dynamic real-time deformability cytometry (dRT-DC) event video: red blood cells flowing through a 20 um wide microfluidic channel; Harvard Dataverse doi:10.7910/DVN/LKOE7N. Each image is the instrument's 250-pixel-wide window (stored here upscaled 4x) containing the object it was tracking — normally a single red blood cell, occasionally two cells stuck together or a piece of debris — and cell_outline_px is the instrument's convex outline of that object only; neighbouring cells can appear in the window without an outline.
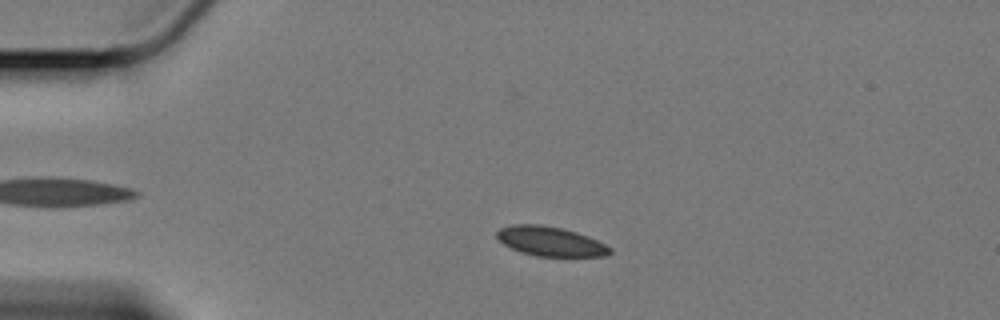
{"species": "Egyptian fruit bat (a non-hibernating species)", "species_latin": "Rousettus aegyptiacus", "temperature_condition": "cold", "stored_images_in_passage": 56, "camera_frame_rate_fps": 3000, "um_per_image_px": 0.085, "animal": {"sex": "female"}, "frame": {"image": 1, "passage_image": 10, "time_ms": 3.0, "image_size_px": [1000, 320], "cell_outline_px": [[612, 252], [604, 256], [536, 256], [520, 252], [504, 244], [496, 236], [496, 232], [500, 228], [512, 224], [536, 224], [560, 228], [576, 232], [588, 236], [612, 248]], "centroid_in_image_um": [46.77, 20.51], "position_along_channel_um": 38.2, "area_um2": 19.25}}
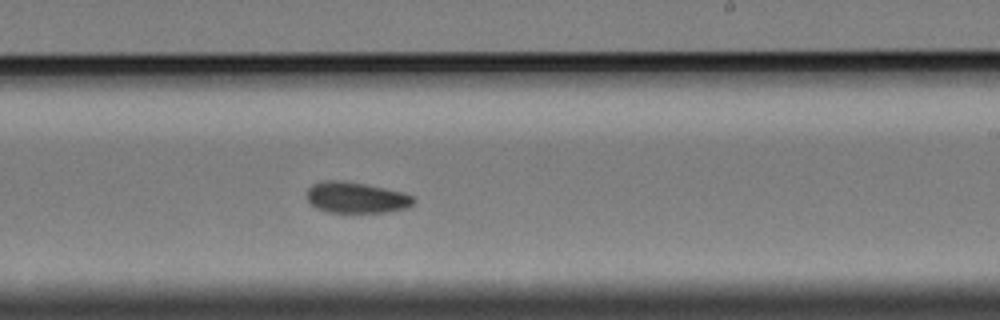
{"frame": {"image": 2, "passage_image": 33, "time_ms": 10.667, "image_size_px": [1000, 320], "cell_outline_px": [[416, 200], [408, 208], [384, 212], [328, 212], [316, 208], [308, 200], [308, 188], [312, 184], [324, 180], [340, 180], [364, 184], [404, 192], [412, 196]], "centroid_in_image_um": [30.28, 16.79], "position_along_channel_um": 258.7, "area_um2": 19.19}}
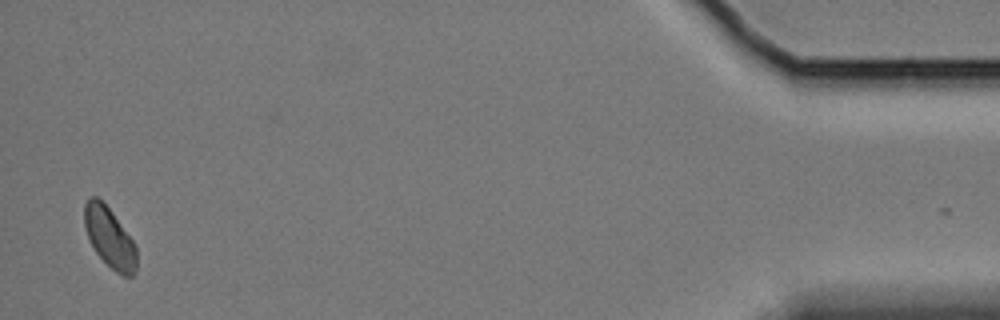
{"frame": {"image": 3, "passage_image": 55, "time_ms": 18.0, "image_size_px": [1000, 320], "cell_outline_px": [[136, 272], [132, 276], [124, 276], [116, 272], [96, 252], [88, 236], [84, 224], [84, 204], [88, 196], [96, 196], [112, 212], [132, 240], [136, 248]], "centroid_in_image_um": [9.3, 20.18], "position_along_channel_um": 425.9, "area_um2": 17.92}}